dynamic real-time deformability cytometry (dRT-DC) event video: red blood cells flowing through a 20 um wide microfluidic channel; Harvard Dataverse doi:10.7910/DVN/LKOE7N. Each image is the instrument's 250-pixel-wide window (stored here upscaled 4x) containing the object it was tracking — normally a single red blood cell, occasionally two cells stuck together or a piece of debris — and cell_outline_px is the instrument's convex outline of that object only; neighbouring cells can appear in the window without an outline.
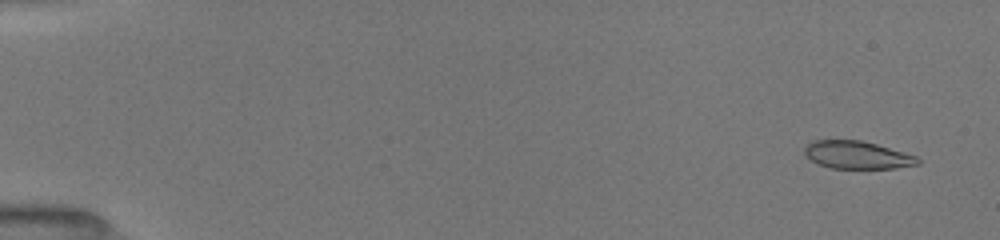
{"species": "common noctule bat (a hibernating species)", "species_latin": "Nyctalus noctula", "temperature_condition": "room temperature", "stored_images_in_passage": 69, "camera_frame_rate_fps": 3000, "um_per_image_px": 0.085, "animal": {"sex": "female", "body_mass_g": 19.5, "forearm_length_mm": 54.1}, "frame": {"image": 1, "passage_image": 3, "time_ms": 0.667, "image_size_px": [1000, 240], "cell_outline_px": [[920, 164], [896, 168], [828, 168], [816, 164], [804, 156], [804, 148], [812, 140], [860, 140], [876, 144], [916, 156], [920, 160]], "centroid_in_image_um": [72.8, 13.18], "position_along_channel_um": 12.2, "area_um2": 18.38}}
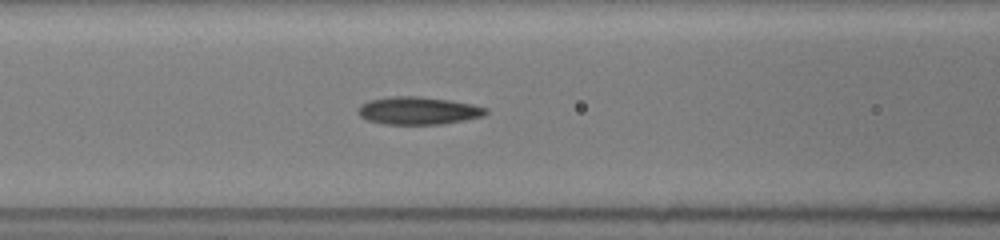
{"frame": {"image": 2, "passage_image": 28, "time_ms": 7.333, "image_size_px": [1000, 240], "cell_outline_px": [[488, 112], [484, 116], [444, 124], [384, 124], [368, 120], [360, 116], [356, 112], [360, 104], [368, 100], [392, 96], [416, 96], [448, 100], [472, 104], [488, 108]], "centroid_in_image_um": [35.53, 9.41], "position_along_channel_um": 131.1, "area_um2": 20.69}}
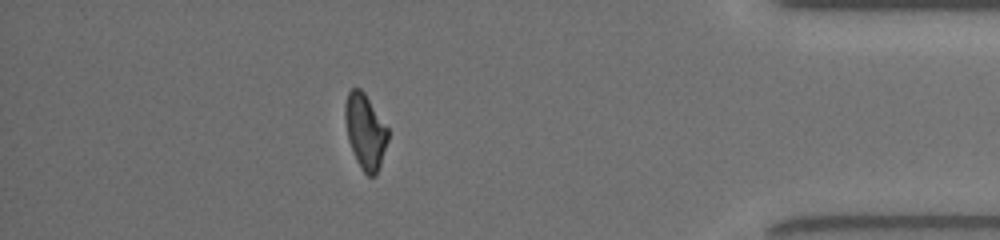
{"frame": {"image": 3, "passage_image": 61, "time_ms": 15.0, "image_size_px": [1000, 240], "cell_outline_px": [[388, 140], [376, 176], [368, 176], [360, 168], [356, 160], [348, 140], [344, 120], [344, 104], [348, 92], [352, 88], [360, 88], [364, 92], [388, 128]], "centroid_in_image_um": [31.02, 11.16], "position_along_channel_um": 404.2, "area_um2": 18.79}, "authors_computed_cell_mechanics": {"area_um2": 19.941, "velocity_mm_per_s": 4.0343, "shape_relaxation_time_tau1_ms": 9.8269, "shape_relaxation_time_tau2_ms": 2.9104, "deformation_change_tau1": 0.2208, "deformation_change_tau2": 0.0894}}